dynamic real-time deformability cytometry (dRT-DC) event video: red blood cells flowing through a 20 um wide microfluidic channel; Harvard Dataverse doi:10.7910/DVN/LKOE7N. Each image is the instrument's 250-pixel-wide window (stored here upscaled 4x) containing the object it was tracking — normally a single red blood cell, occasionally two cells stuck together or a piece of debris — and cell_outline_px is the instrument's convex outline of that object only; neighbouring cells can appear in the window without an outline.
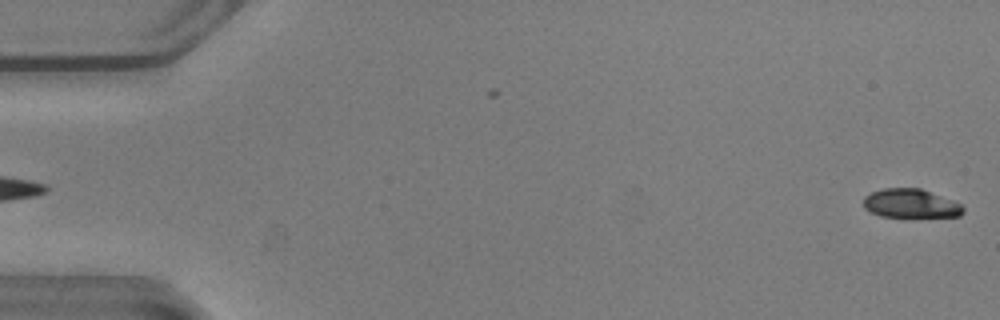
{"species": "common noctule bat (a hibernating species)", "species_latin": "Nyctalus noctula", "temperature_condition": "warm", "stored_images_in_passage": 53, "camera_frame_rate_fps": 3000, "um_per_image_px": 0.085, "animal": {"sex": "male", "body_mass_g": 20.5, "forearm_length_mm": 52.5}, "frame": {"image": 1, "passage_image": 1, "time_ms": 0.0, "image_size_px": [1000, 320], "cell_outline_px": [[964, 212], [960, 216], [880, 216], [864, 208], [864, 196], [872, 192], [884, 188], [920, 188], [960, 204], [964, 208]], "centroid_in_image_um": [77.38, 17.29], "position_along_channel_um": 7.6, "area_um2": 16.36}}
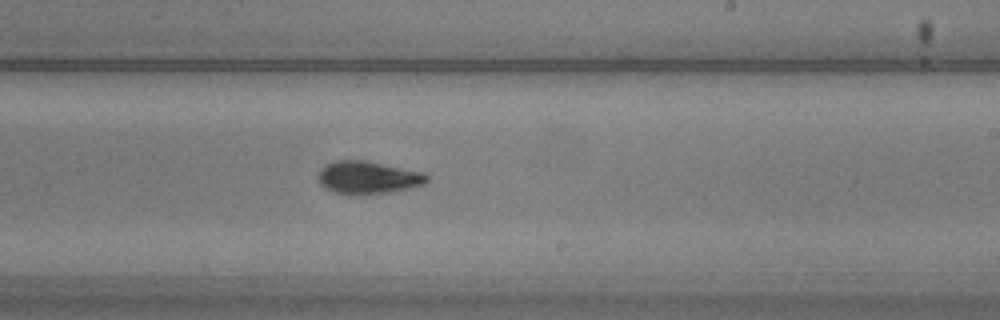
{"frame": {"image": 2, "passage_image": 32, "time_ms": 10.333, "image_size_px": [1000, 320], "cell_outline_px": [[428, 180], [424, 184], [408, 188], [388, 192], [332, 192], [324, 188], [320, 184], [320, 168], [336, 160], [368, 160], [424, 172], [428, 176]], "centroid_in_image_um": [31.31, 15.04], "position_along_channel_um": 257.7, "area_um2": 20.11}}
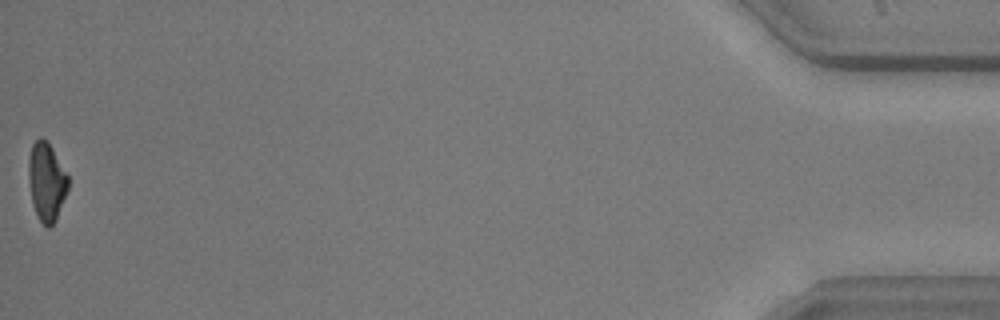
{"frame": {"image": 3, "passage_image": 53, "time_ms": 17.333, "image_size_px": [1000, 320], "cell_outline_px": [[68, 188], [56, 220], [48, 228], [40, 220], [32, 204], [28, 180], [28, 160], [32, 144], [40, 136], [48, 140], [68, 176]], "centroid_in_image_um": [3.94, 15.4], "position_along_channel_um": 431.3, "area_um2": 18.09}, "authors_computed_cell_mechanics": {"area_um2": 19.5364, "velocity_mm_per_s": 3.8653, "shape_relaxation_time_tau1_ms": 3.7175, "shape_relaxation_time_tau2_ms": 1.9628, "deformation_change_tau1": 0.1489, "deformation_change_tau2": 0.0713}}